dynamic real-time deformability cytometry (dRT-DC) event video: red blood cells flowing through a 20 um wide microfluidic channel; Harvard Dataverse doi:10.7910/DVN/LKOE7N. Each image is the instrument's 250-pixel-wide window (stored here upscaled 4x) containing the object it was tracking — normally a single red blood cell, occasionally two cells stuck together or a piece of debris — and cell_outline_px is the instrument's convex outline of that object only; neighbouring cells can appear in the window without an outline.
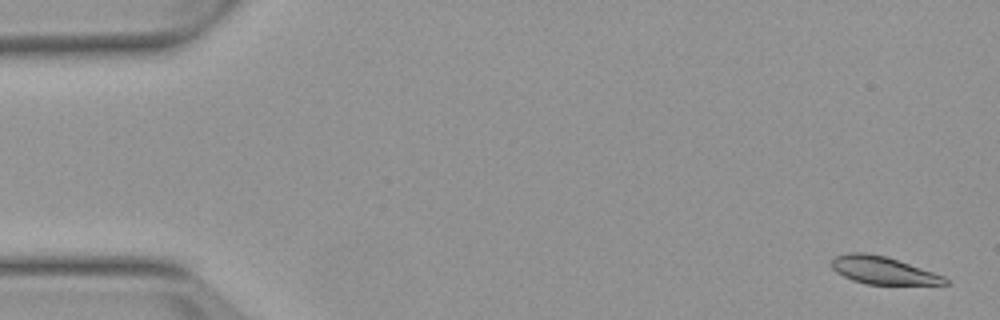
{"species": "Egyptian fruit bat (a non-hibernating species)", "species_latin": "Rousettus aegyptiacus", "temperature_condition": "warm", "stored_images_in_passage": 5, "camera_frame_rate_fps": 3000, "um_per_image_px": 0.085, "animal": {"sex": "female"}, "frame": {"image": 1, "passage_image": 1, "time_ms": 0.0, "image_size_px": [1000, 320], "cell_outline_px": [[948, 284], [868, 284], [852, 280], [836, 272], [832, 268], [832, 260], [836, 256], [848, 252], [864, 252], [884, 256], [944, 276], [948, 280]], "centroid_in_image_um": [75.01, 22.98], "position_along_channel_um": 10.0, "area_um2": 17.8}}
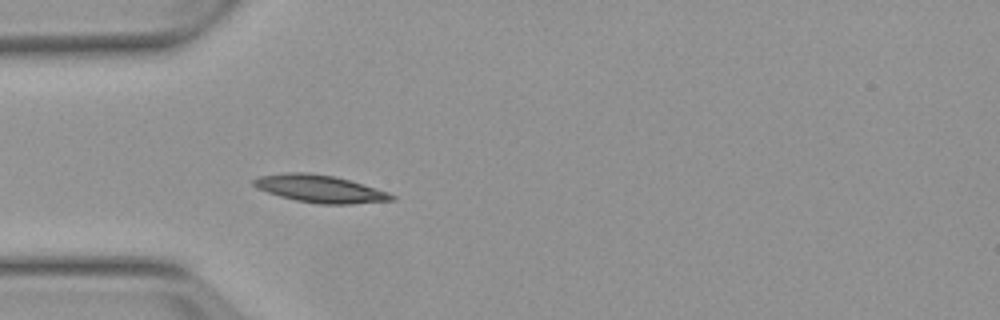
{"frame": {"image": 2, "passage_image": 5, "time_ms": 4.667, "image_size_px": [1000, 320], "cell_outline_px": [[396, 200], [352, 204], [320, 204], [296, 200], [280, 196], [256, 188], [252, 184], [252, 180], [260, 176], [288, 172], [308, 172], [332, 176], [348, 180], [388, 192], [396, 196]], "centroid_in_image_um": [27.19, 16.05], "position_along_channel_um": 57.8, "area_um2": 21.91}}